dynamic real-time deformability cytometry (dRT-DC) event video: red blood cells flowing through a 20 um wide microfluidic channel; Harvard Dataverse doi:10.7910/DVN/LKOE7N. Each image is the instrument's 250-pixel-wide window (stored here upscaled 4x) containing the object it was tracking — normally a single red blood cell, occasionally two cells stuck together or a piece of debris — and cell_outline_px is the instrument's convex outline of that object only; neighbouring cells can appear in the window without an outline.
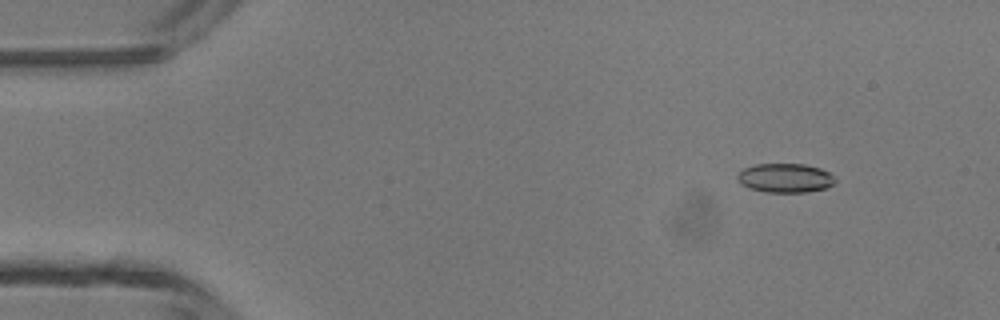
{"species": "common noctule bat (a hibernating species)", "species_latin": "Nyctalus noctula", "temperature_condition": "room temperature", "stored_images_in_passage": 48, "camera_frame_rate_fps": 3000, "um_per_image_px": 0.085, "animal": {"sex": "male", "body_mass_g": 13.3}, "frame": {"image": 1, "passage_image": 6, "time_ms": 1.667, "image_size_px": [1000, 320], "cell_outline_px": [[836, 184], [828, 188], [808, 192], [764, 192], [748, 188], [740, 184], [736, 180], [736, 176], [744, 168], [756, 164], [804, 164], [820, 168], [828, 172], [836, 180]], "centroid_in_image_um": [66.74, 15.14], "position_along_channel_um": 18.3, "area_um2": 16.82}}
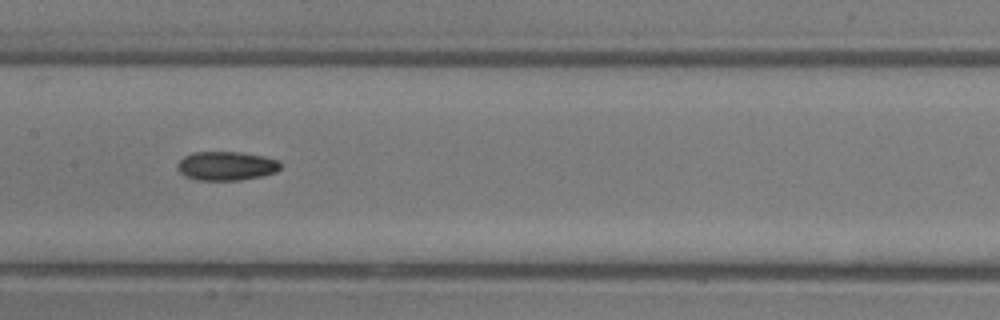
{"frame": {"image": 2, "passage_image": 24, "time_ms": 7.667, "image_size_px": [1000, 320], "cell_outline_px": [[280, 168], [276, 172], [264, 176], [240, 180], [196, 180], [184, 176], [176, 168], [176, 164], [184, 156], [192, 152], [240, 152], [264, 156], [280, 160]], "centroid_in_image_um": [19.23, 14.1], "position_along_channel_um": 188.2, "area_um2": 17.63}}
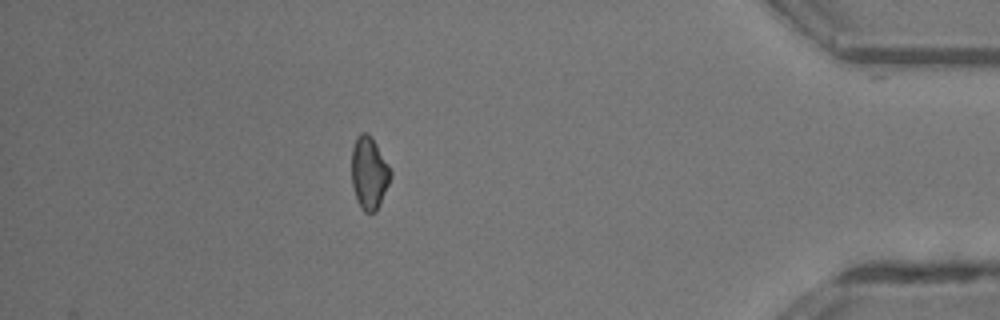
{"frame": {"image": 3, "passage_image": 42, "time_ms": 13.667, "image_size_px": [1000, 320], "cell_outline_px": [[392, 176], [380, 204], [376, 212], [364, 212], [360, 208], [356, 200], [352, 184], [352, 148], [356, 136], [360, 132], [368, 132], [372, 136], [392, 172]], "centroid_in_image_um": [31.37, 14.69], "position_along_channel_um": 403.8, "area_um2": 16.65}, "authors_computed_cell_mechanics": {"area_um2": 16.8198, "velocity_mm_per_s": 4.4083, "shape_relaxation_time_tau1_ms": 3.442, "shape_relaxation_time_tau2_ms": null, "deformation_change_tau1": 0.0986, "deformation_change_tau2": null}}